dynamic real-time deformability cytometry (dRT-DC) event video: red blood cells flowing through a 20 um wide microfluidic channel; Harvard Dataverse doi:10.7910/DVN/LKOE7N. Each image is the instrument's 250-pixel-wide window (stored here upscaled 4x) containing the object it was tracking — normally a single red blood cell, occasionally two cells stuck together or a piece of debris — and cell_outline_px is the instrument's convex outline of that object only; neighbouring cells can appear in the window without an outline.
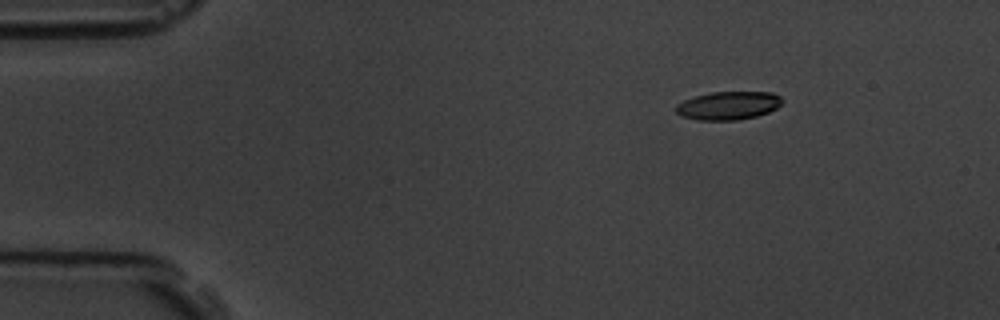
{"species": "common noctule bat (a hibernating species)", "species_latin": "Nyctalus noctula", "temperature_condition": "room temperature", "stored_images_in_passage": 7, "camera_frame_rate_fps": 3000, "um_per_image_px": 0.085, "animal": {"sex": "male", "body_mass_g": 19.5, "forearm_length_mm": 54.6}, "frame": {"image": 1, "passage_image": 2, "time_ms": 1.0, "image_size_px": [1000, 320], "cell_outline_px": [[784, 100], [776, 108], [768, 112], [756, 116], [736, 120], [696, 120], [680, 116], [676, 112], [676, 104], [684, 100], [696, 96], [712, 92], [772, 92], [780, 96]], "centroid_in_image_um": [61.9, 8.97], "position_along_channel_um": 23.1, "area_um2": 17.51}}
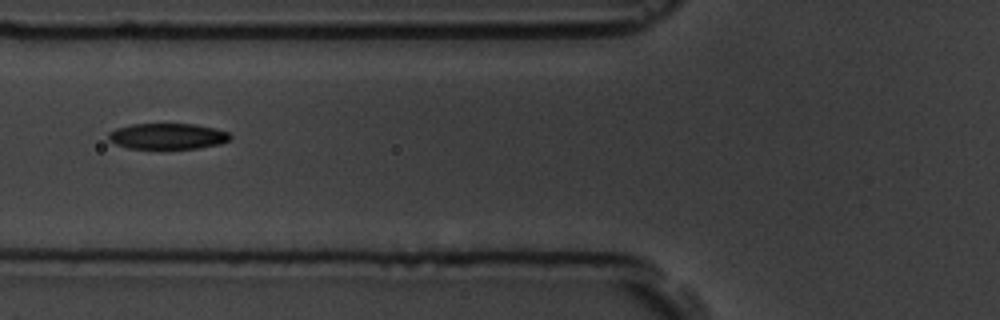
{"frame": {"image": 2, "passage_image": 6, "time_ms": 5.667, "image_size_px": [1000, 320], "cell_outline_px": [[232, 140], [220, 144], [196, 148], [128, 148], [116, 144], [108, 140], [108, 132], [116, 128], [132, 124], [196, 124], [228, 132], [232, 136]], "centroid_in_image_um": [14.24, 11.57], "position_along_channel_um": 111.6, "area_um2": 18.32}}
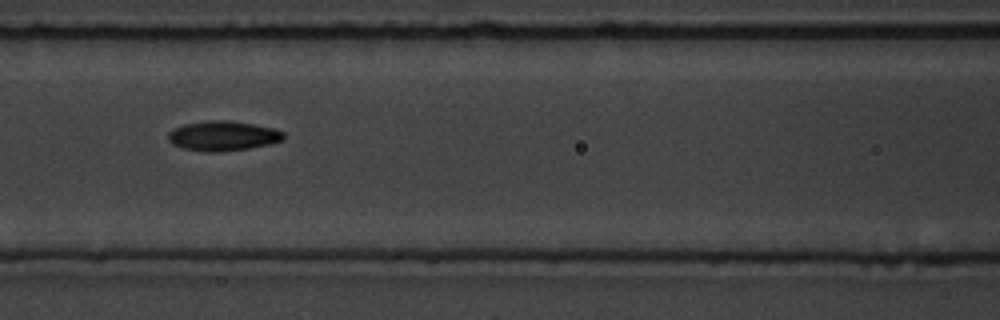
{"frame": {"image": 3, "passage_image": 7, "time_ms": 6.667, "image_size_px": [1000, 320], "cell_outline_px": [[284, 140], [268, 144], [248, 148], [216, 152], [212, 152], [184, 148], [172, 144], [168, 140], [168, 132], [172, 128], [184, 124], [208, 120], [228, 120], [252, 124], [272, 128], [284, 132]], "centroid_in_image_um": [18.92, 11.54], "position_along_channel_um": 147.7, "area_um2": 19.88}}